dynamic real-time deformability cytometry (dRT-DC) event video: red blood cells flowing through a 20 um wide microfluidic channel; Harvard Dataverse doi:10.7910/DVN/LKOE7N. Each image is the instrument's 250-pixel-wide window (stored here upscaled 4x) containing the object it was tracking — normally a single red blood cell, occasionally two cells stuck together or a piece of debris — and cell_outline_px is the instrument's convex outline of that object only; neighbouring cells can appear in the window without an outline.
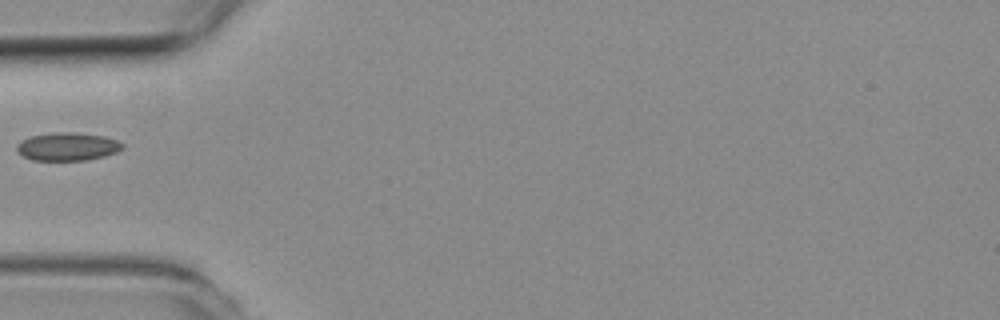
{"species": "common noctule bat (a hibernating species)", "species_latin": "Nyctalus noctula", "temperature_condition": "room temperature", "stored_images_in_passage": 39, "camera_frame_rate_fps": 3000, "um_per_image_px": 0.085, "animal": {"sex": "female", "body_mass_g": 19.3, "forearm_length_mm": 54.1}, "frame": {"image": 1, "passage_image": 1, "time_ms": 0.0, "image_size_px": [1000, 320], "cell_outline_px": [[124, 148], [116, 152], [104, 156], [84, 160], [32, 160], [16, 152], [16, 144], [20, 140], [32, 136], [56, 132], [72, 132], [104, 136], [116, 140], [124, 144]], "centroid_in_image_um": [5.71, 12.46], "position_along_channel_um": 79.3, "area_um2": 17.28}}
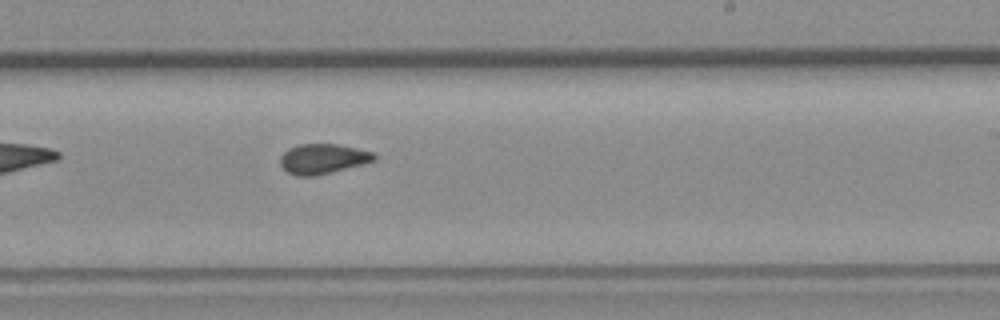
{"frame": {"image": 2, "passage_image": 16, "time_ms": 5.0, "image_size_px": [1000, 320], "cell_outline_px": [[376, 160], [364, 164], [316, 176], [296, 176], [288, 172], [280, 164], [280, 156], [288, 148], [300, 144], [336, 144], [356, 148], [372, 152], [376, 156]], "centroid_in_image_um": [27.43, 13.5], "position_along_channel_um": 261.6, "area_um2": 16.42}}
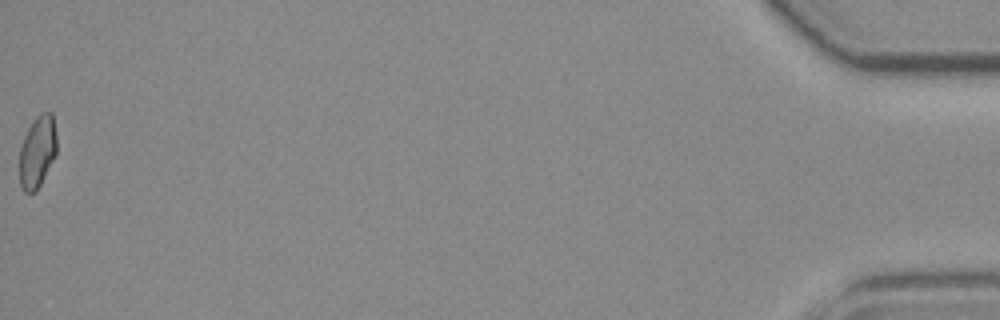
{"frame": {"image": 3, "passage_image": 39, "time_ms": 12.667, "image_size_px": [1000, 320], "cell_outline_px": [[56, 156], [36, 192], [24, 192], [20, 184], [20, 148], [24, 136], [32, 120], [40, 112], [52, 112], [56, 132]], "centroid_in_image_um": [3.19, 12.87], "position_along_channel_um": 432.0, "area_um2": 15.78}}